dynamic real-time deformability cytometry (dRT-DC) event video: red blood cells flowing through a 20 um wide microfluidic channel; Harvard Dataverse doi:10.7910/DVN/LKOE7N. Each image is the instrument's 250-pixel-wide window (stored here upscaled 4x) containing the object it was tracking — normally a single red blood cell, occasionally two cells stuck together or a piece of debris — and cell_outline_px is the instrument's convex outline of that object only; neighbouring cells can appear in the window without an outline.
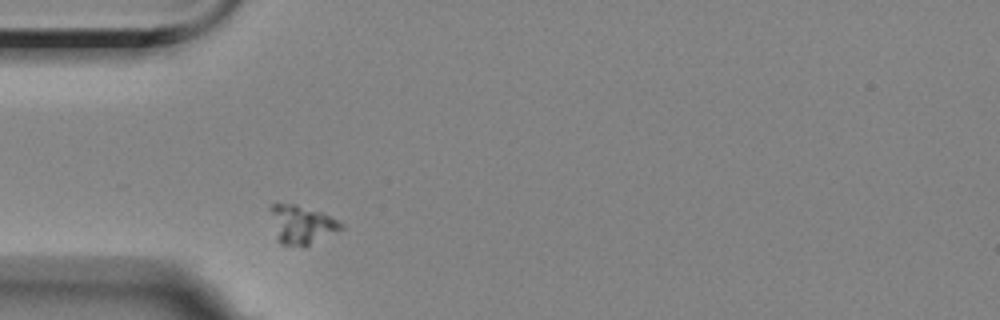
{"species": "Egyptian fruit bat (a non-hibernating species)", "species_latin": "Rousettus aegyptiacus", "temperature_condition": "room temperature", "stored_images_in_passage": 1, "camera_frame_rate_fps": 3000, "um_per_image_px": 0.085, "animal": {"sex": "female"}, "frame": {"image": 1, "passage_image": 1, "time_ms": 0.0, "image_size_px": [1000, 320], "cell_outline_px": [[344, 228], [304, 248], [280, 244], [276, 240], [268, 208], [272, 204], [296, 204], [324, 212], [344, 224]], "centroid_in_image_um": [25.62, 19.11], "position_along_channel_um": 59.4, "area_um2": 16.47}}